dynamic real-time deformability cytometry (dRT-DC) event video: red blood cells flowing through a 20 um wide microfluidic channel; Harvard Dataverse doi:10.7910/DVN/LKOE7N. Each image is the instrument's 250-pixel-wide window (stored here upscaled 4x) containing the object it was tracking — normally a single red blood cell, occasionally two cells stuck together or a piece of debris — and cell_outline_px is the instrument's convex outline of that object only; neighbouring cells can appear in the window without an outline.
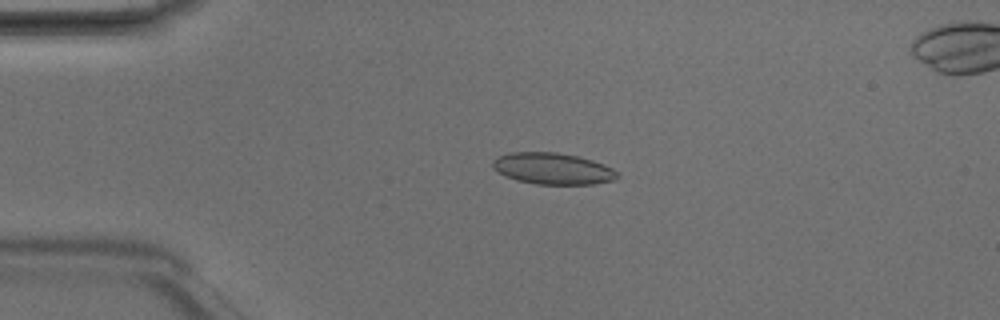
{"species": "Egyptian fruit bat (a non-hibernating species)", "species_latin": "Rousettus aegyptiacus", "temperature_condition": "room temperature", "stored_images_in_passage": 5, "camera_frame_rate_fps": 3000, "um_per_image_px": 0.085, "animal": {"sex": "male"}, "frame": {"image": 1, "passage_image": 4, "time_ms": 1.0, "image_size_px": [1000, 320], "cell_outline_px": [[620, 176], [616, 180], [592, 184], [536, 184], [516, 180], [504, 176], [492, 168], [492, 160], [500, 156], [512, 152], [556, 152], [580, 156], [604, 164], [612, 168]], "centroid_in_image_um": [46.99, 14.33], "position_along_channel_um": 38.0, "area_um2": 23.0}}